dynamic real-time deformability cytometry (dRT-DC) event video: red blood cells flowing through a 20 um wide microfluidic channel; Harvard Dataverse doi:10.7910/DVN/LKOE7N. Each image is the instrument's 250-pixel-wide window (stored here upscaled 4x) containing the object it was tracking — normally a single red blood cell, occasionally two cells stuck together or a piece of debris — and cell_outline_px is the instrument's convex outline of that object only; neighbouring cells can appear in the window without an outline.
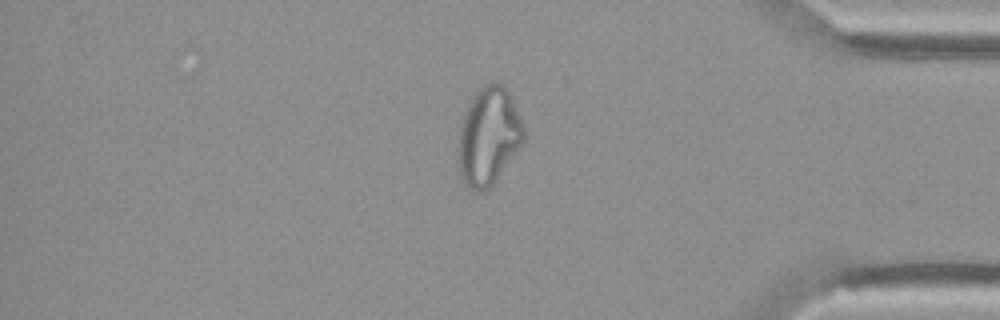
{"species": "Egyptian fruit bat (a non-hibernating species)", "species_latin": "Rousettus aegyptiacus", "temperature_condition": "cold", "stored_images_in_passage": 54, "camera_frame_rate_fps": 3000, "um_per_image_px": 0.085, "animal": {"sex": "female"}, "frame": {"image": 1, "passage_image": 46, "time_ms": 15.0, "image_size_px": [1000, 320], "cell_outline_px": [[524, 140], [496, 180], [484, 192], [476, 192], [468, 188], [464, 184], [460, 176], [460, 124], [468, 104], [472, 96], [484, 84], [492, 80], [500, 80], [504, 84], [512, 100], [524, 128]], "centroid_in_image_um": [41.53, 11.55], "position_along_channel_um": 393.7, "area_um2": 36.93}}